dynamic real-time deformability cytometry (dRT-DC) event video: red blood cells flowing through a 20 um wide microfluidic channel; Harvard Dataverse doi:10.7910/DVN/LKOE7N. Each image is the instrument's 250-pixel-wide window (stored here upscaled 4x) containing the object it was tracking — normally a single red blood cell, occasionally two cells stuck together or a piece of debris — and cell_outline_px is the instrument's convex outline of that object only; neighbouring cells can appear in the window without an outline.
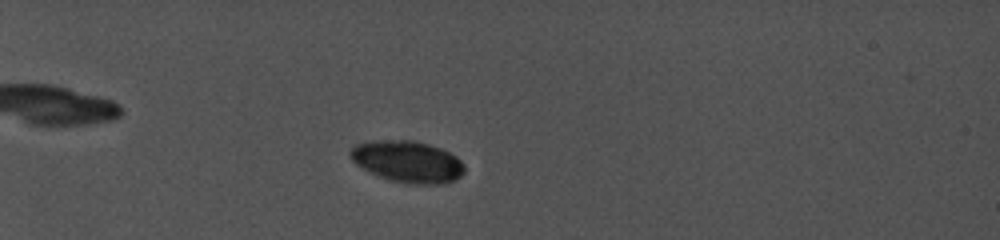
{"species": "common noctule bat (a hibernating species)", "species_latin": "Nyctalus noctula", "temperature_condition": "cold", "stored_images_in_passage": 18, "camera_frame_rate_fps": 5000, "um_per_image_px": 0.085, "animal": {"sex": "female", "body_mass_g": 19.0, "forearm_length_mm": 56.7}, "frame": {"image": 1, "passage_image": 13, "time_ms": 3.0, "image_size_px": [1000, 240], "cell_outline_px": [[464, 172], [456, 180], [444, 184], [404, 184], [388, 180], [368, 172], [356, 164], [348, 156], [348, 152], [356, 144], [400, 140], [408, 140], [428, 144], [440, 148], [456, 156], [464, 164]], "centroid_in_image_um": [34.65, 13.78], "position_along_channel_um": 50.3, "area_um2": 27.63}}